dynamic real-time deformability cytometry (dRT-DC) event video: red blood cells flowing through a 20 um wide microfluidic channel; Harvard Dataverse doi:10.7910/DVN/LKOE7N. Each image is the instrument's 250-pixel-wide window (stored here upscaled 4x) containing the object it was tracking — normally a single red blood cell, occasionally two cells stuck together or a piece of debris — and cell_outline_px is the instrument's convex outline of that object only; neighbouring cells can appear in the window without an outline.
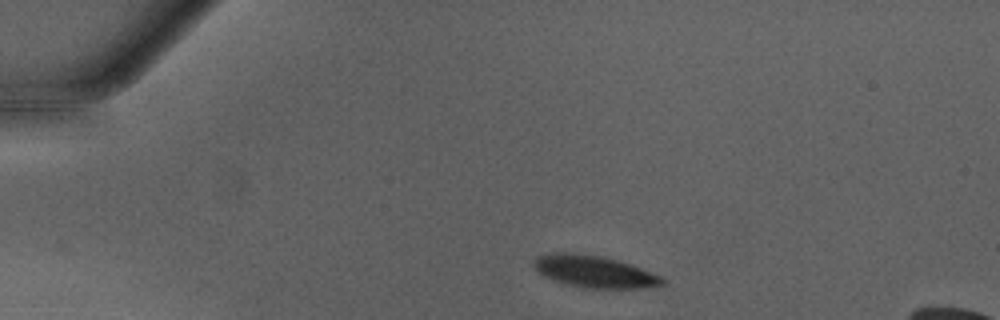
{"species": "Egyptian fruit bat (a non-hibernating species)", "species_latin": "Rousettus aegyptiacus", "temperature_condition": "warm", "stored_images_in_passage": 12, "camera_frame_rate_fps": 3000, "um_per_image_px": 0.085, "animal": {"sex": "male"}, "frame": {"image": 1, "passage_image": 1, "time_ms": 0.0, "image_size_px": [1000, 320], "cell_outline_px": [[668, 284], [640, 288], [584, 288], [552, 280], [544, 276], [532, 264], [532, 260], [536, 256], [544, 252], [576, 252], [600, 256], [616, 260], [640, 268], [660, 276]], "centroid_in_image_um": [50.44, 23.06], "position_along_channel_um": 34.6, "area_um2": 23.99}}
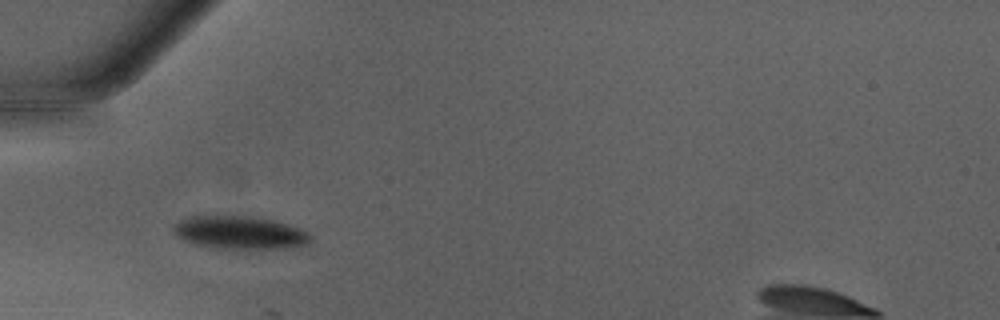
{"frame": {"image": 2, "passage_image": 7, "time_ms": 2.0, "image_size_px": [1000, 320], "cell_outline_px": [[312, 240], [308, 244], [296, 248], [220, 248], [188, 244], [176, 236], [172, 232], [172, 228], [180, 220], [204, 212], [216, 212], [256, 216], [288, 224], [300, 228], [308, 232], [312, 236]], "centroid_in_image_um": [20.32, 19.71], "position_along_channel_um": 64.7, "area_um2": 27.8}}
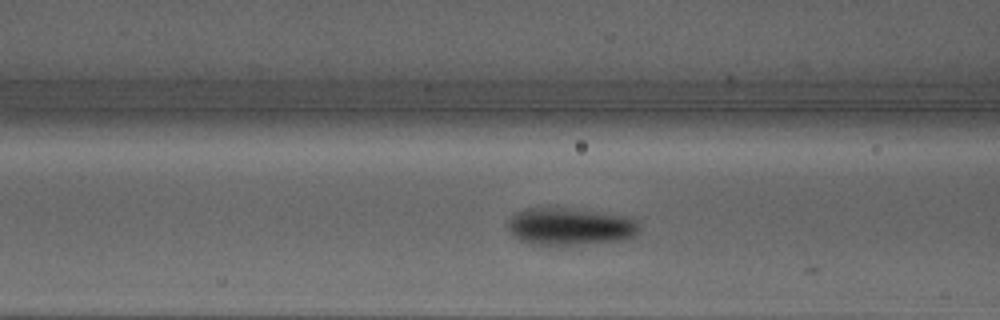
{"frame": {"image": 3, "passage_image": 11, "time_ms": 3.333, "image_size_px": [1000, 320], "cell_outline_px": [[640, 232], [636, 236], [624, 240], [576, 244], [528, 244], [520, 240], [508, 228], [508, 220], [516, 212], [528, 208], [564, 208], [600, 212], [632, 216], [636, 220], [640, 228]], "centroid_in_image_um": [48.52, 19.24], "position_along_channel_um": 118.1, "area_um2": 28.55}}